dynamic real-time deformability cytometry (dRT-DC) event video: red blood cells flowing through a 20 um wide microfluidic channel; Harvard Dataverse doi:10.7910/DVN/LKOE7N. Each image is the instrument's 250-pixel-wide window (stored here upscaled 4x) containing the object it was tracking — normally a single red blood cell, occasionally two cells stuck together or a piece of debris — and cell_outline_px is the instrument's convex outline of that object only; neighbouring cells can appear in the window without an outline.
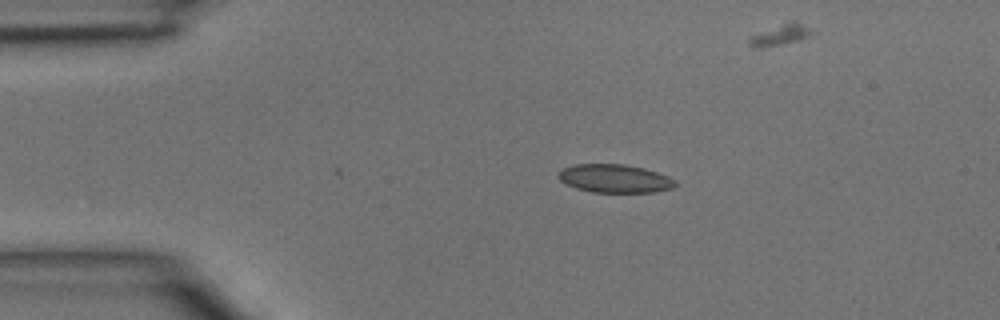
{"species": "common noctule bat (a hibernating species)", "species_latin": "Nyctalus noctula", "temperature_condition": "room temperature", "stored_images_in_passage": 2, "camera_frame_rate_fps": 3000, "um_per_image_px": 0.085, "animal": {"sex": "male", "body_mass_g": 15.6}, "frame": {"image": 1, "passage_image": 2, "time_ms": 0.333, "image_size_px": [1000, 320], "cell_outline_px": [[680, 184], [672, 188], [656, 192], [592, 192], [576, 188], [560, 180], [556, 176], [556, 172], [560, 168], [572, 164], [624, 164], [644, 168], [668, 176], [676, 180]], "centroid_in_image_um": [52.24, 15.16], "position_along_channel_um": 32.8, "area_um2": 19.59}}